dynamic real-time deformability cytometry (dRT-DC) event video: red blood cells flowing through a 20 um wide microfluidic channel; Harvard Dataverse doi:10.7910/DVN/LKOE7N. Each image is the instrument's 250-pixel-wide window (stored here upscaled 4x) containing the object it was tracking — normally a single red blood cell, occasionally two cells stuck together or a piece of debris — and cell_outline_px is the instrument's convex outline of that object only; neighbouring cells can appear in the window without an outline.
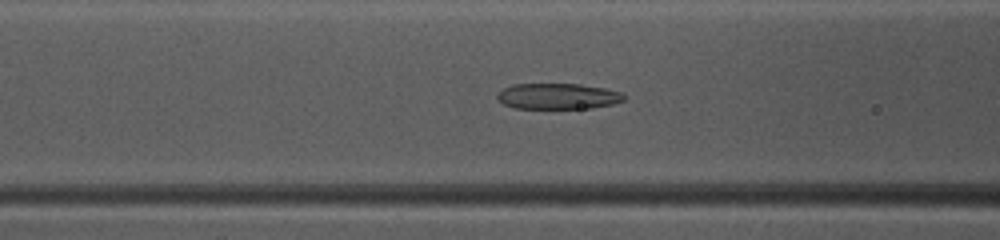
{"species": "common noctule bat (a hibernating species)", "species_latin": "Nyctalus noctula", "temperature_condition": "warm", "stored_images_in_passage": 38, "camera_frame_rate_fps": 3000, "um_per_image_px": 0.085, "animal": {"sex": "female", "body_mass_g": 10.0, "forearm_length_mm": 53.1}, "frame": {"image": 1, "passage_image": 16, "time_ms": 5.0, "image_size_px": [1000, 240], "cell_outline_px": [[624, 100], [612, 104], [592, 108], [516, 108], [504, 104], [496, 100], [496, 96], [504, 88], [512, 84], [580, 84], [604, 88], [620, 92], [624, 96]], "centroid_in_image_um": [47.39, 8.18], "position_along_channel_um": 119.2, "area_um2": 18.96}}
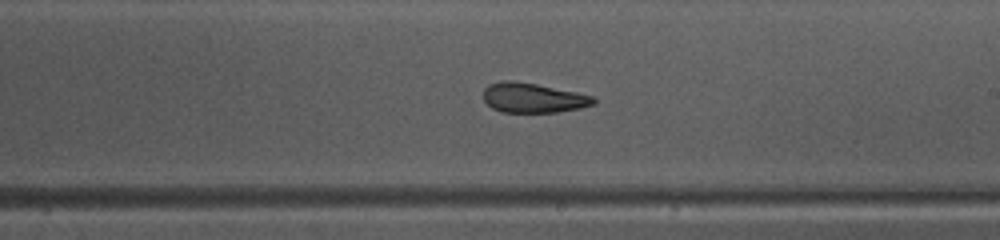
{"frame": {"image": 2, "passage_image": 25, "time_ms": 8.0, "image_size_px": [1000, 240], "cell_outline_px": [[596, 104], [580, 108], [556, 112], [500, 112], [492, 108], [484, 100], [484, 88], [488, 84], [500, 80], [512, 80], [536, 84], [576, 92], [592, 96], [596, 100]], "centroid_in_image_um": [45.29, 8.31], "position_along_channel_um": 243.7, "area_um2": 19.13}}
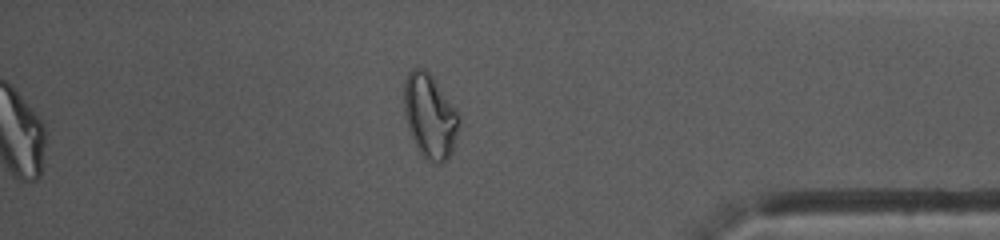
{"frame": {"image": 3, "passage_image": 38, "time_ms": 12.333, "image_size_px": [1000, 240], "cell_outline_px": [[460, 124], [452, 152], [444, 164], [432, 164], [416, 148], [408, 128], [404, 116], [404, 80], [408, 72], [412, 68], [424, 68], [432, 76], [460, 116]], "centroid_in_image_um": [36.53, 9.9], "position_along_channel_um": 398.7, "area_um2": 27.17}, "authors_computed_cell_mechanics": {"area_um2": 20.5768, "velocity_mm_per_s": 4.1461, "shape_relaxation_time_tau1_ms": null, "shape_relaxation_time_tau2_ms": 1.8441, "deformation_change_tau1": null, "deformation_change_tau2": 0.0999}}